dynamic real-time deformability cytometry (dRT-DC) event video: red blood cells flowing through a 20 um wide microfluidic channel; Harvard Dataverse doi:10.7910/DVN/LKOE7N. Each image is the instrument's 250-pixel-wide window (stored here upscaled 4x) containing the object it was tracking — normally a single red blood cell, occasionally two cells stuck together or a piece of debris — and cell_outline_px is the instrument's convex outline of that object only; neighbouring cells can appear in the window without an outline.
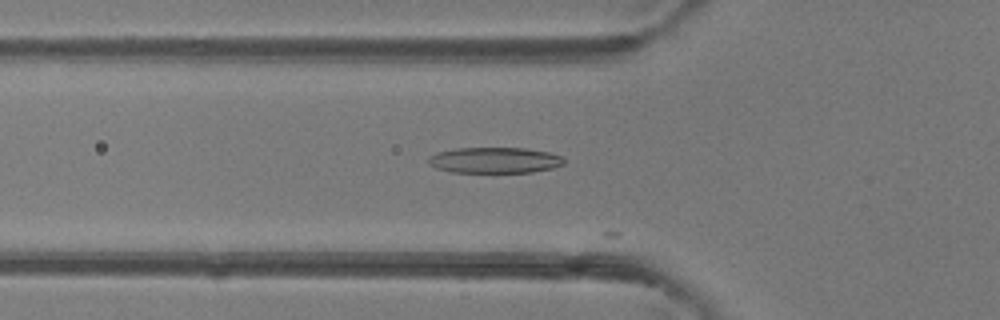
{"species": "common noctule bat (a hibernating species)", "species_latin": "Nyctalus noctula", "temperature_condition": "room temperature", "stored_images_in_passage": 10, "camera_frame_rate_fps": 3000, "um_per_image_px": 0.085, "animal": {"sex": "female"}, "frame": {"image": 1, "passage_image": 4, "time_ms": 1.0, "image_size_px": [1000, 320], "cell_outline_px": [[564, 164], [552, 168], [532, 172], [452, 172], [436, 168], [428, 164], [428, 156], [436, 152], [456, 148], [528, 148], [548, 152], [560, 156], [564, 160]], "centroid_in_image_um": [42.01, 13.61], "position_along_channel_um": 83.8, "area_um2": 20.46}}
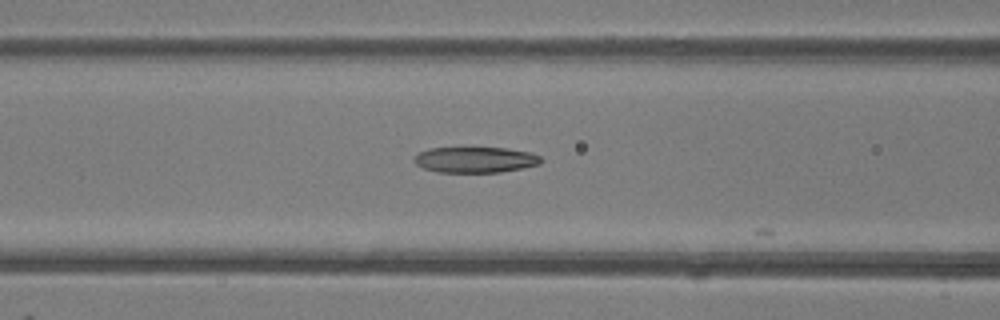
{"frame": {"image": 2, "passage_image": 7, "time_ms": 2.0, "image_size_px": [1000, 320], "cell_outline_px": [[544, 160], [540, 164], [500, 172], [440, 172], [424, 168], [416, 164], [412, 160], [420, 152], [428, 148], [508, 148], [528, 152], [540, 156]], "centroid_in_image_um": [40.41, 13.57], "position_along_channel_um": 126.2, "area_um2": 18.9}}